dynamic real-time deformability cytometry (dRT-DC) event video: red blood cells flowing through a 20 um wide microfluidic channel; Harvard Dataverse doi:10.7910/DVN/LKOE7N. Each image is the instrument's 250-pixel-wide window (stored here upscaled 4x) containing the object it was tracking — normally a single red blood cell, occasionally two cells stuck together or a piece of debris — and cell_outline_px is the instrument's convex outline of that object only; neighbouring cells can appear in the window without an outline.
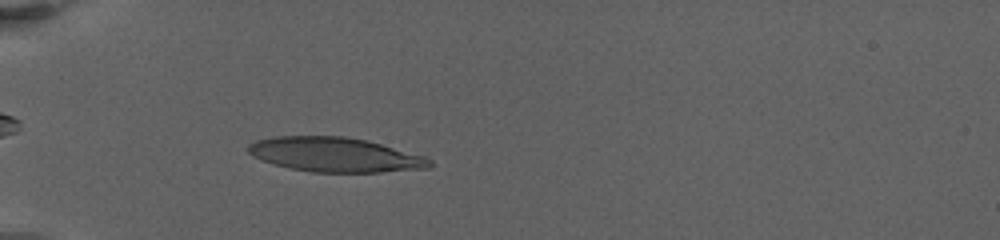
{"species": "human", "species_latin": "Homo sapiens", "temperature_condition": "warm", "stored_images_in_passage": 6, "camera_frame_rate_fps": 3000, "um_per_image_px": 0.085, "donor": {"sex": "female"}, "frame": {"image": 1, "passage_image": 6, "time_ms": 5.667, "image_size_px": [1000, 240], "cell_outline_px": [[432, 164], [428, 168], [380, 172], [312, 172], [292, 168], [260, 160], [252, 156], [244, 148], [248, 144], [256, 140], [272, 136], [344, 136], [368, 140], [424, 156], [432, 160]], "centroid_in_image_um": [28.44, 13.13], "position_along_channel_um": 56.6, "area_um2": 36.59}}